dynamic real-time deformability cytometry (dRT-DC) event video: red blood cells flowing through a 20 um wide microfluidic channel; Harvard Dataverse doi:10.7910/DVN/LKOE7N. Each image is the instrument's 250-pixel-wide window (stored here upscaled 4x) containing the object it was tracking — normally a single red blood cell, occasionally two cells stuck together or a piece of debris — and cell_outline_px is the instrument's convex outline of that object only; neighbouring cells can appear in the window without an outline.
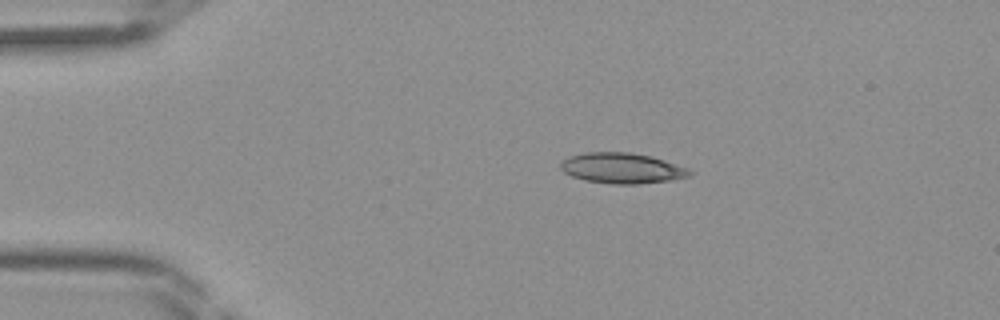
{"species": "Egyptian fruit bat (a non-hibernating species)", "species_latin": "Rousettus aegyptiacus", "temperature_condition": "room temperature", "stored_images_in_passage": 36, "camera_frame_rate_fps": 3000, "um_per_image_px": 0.085, "frame": {"image": 1, "passage_image": 1, "time_ms": 0.0, "image_size_px": [1000, 320], "cell_outline_px": [[692, 176], [668, 180], [636, 184], [612, 184], [584, 180], [572, 176], [564, 172], [560, 168], [560, 164], [568, 156], [584, 152], [628, 152], [652, 156], [688, 168], [692, 172]], "centroid_in_image_um": [52.85, 14.29], "position_along_channel_um": 32.1, "area_um2": 22.95}}
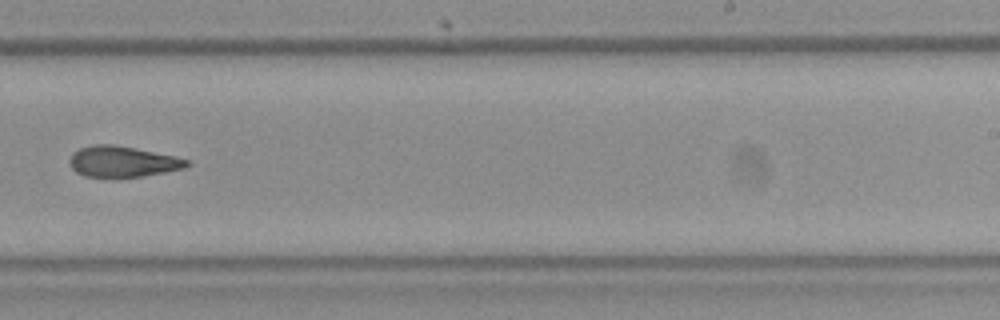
{"frame": {"image": 2, "passage_image": 20, "time_ms": 6.333, "image_size_px": [1000, 320], "cell_outline_px": [[192, 164], [184, 168], [144, 176], [84, 176], [76, 172], [72, 168], [68, 160], [72, 152], [80, 148], [92, 144], [112, 144], [136, 148], [176, 156], [192, 160]], "centroid_in_image_um": [10.44, 13.71], "position_along_channel_um": 278.6, "area_um2": 21.15}}
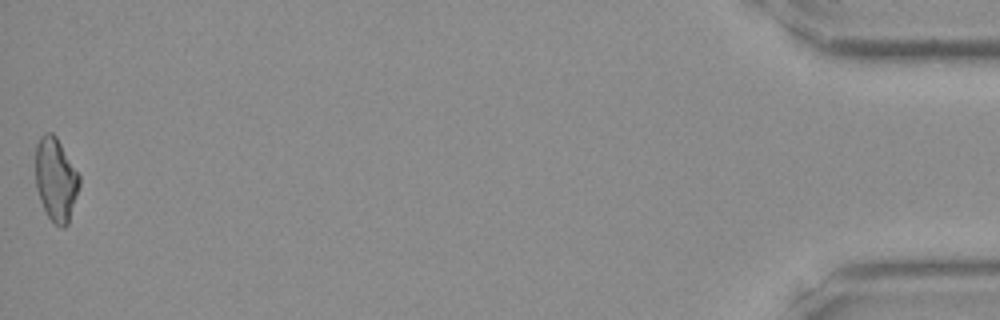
{"frame": {"image": 3, "passage_image": 36, "time_ms": 11.667, "image_size_px": [1000, 320], "cell_outline_px": [[80, 184], [68, 224], [64, 228], [60, 228], [48, 216], [40, 200], [36, 188], [36, 144], [40, 136], [44, 132], [52, 132], [56, 136], [80, 176]], "centroid_in_image_um": [4.74, 15.24], "position_along_channel_um": 430.5, "area_um2": 21.21}}